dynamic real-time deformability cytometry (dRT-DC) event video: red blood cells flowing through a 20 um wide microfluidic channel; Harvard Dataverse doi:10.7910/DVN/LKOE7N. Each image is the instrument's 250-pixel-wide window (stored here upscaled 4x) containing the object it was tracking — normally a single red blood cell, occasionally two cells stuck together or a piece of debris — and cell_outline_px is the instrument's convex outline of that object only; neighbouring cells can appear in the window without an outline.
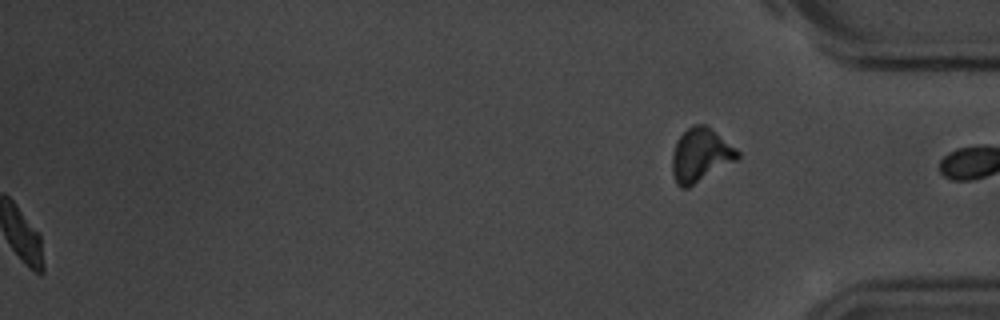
{"species": "common noctule bat (a hibernating species)", "species_latin": "Nyctalus noctula", "temperature_condition": "room temperature", "stored_images_in_passage": 48, "segment_of_instrument_passage": [2, 2], "camera_frame_rate_fps": 3000, "um_per_image_px": 0.085, "animal": {"sex": "male", "body_mass_g": 20.1, "forearm_length_mm": 53.5}, "frame": {"image": 1, "passage_image": 48, "time_ms": 15.667, "image_size_px": [1000, 320], "cell_outline_px": [[740, 156], [736, 160], [688, 188], [680, 188], [676, 184], [672, 176], [672, 152], [676, 140], [692, 124], [704, 124], [736, 148], [740, 152]], "centroid_in_image_um": [59.5, 13.2], "position_along_channel_um": 375.7, "area_um2": 20.35}}